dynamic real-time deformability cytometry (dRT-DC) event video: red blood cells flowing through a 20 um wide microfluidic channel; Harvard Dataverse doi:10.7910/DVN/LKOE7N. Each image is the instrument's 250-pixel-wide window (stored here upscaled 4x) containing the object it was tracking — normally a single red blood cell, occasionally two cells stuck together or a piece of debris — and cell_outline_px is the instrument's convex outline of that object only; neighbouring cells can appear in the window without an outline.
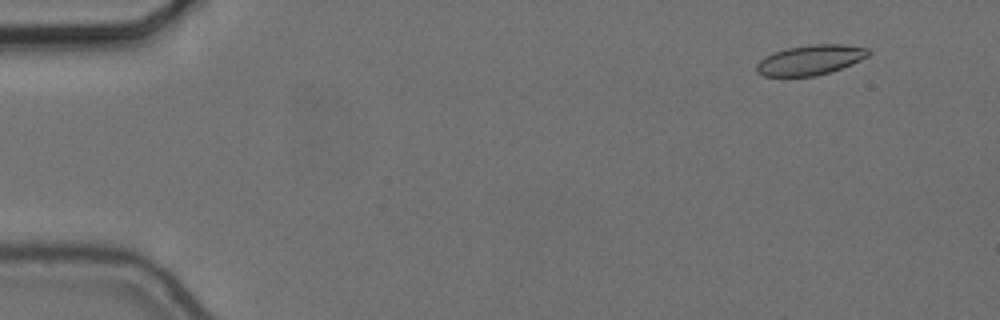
{"species": "common noctule bat (a hibernating species)", "species_latin": "Nyctalus noctula", "temperature_condition": "cold", "stored_images_in_passage": 21, "camera_frame_rate_fps": 3000, "um_per_image_px": 0.085, "animal": {"sex": "female", "body_mass_g": 24.6, "forearm_length_mm": 56.2}, "frame": {"image": 1, "passage_image": 5, "time_ms": 1.333, "image_size_px": [1000, 320], "cell_outline_px": [[872, 52], [868, 56], [860, 60], [840, 68], [816, 76], [764, 76], [756, 72], [756, 64], [764, 56], [772, 52], [788, 48], [808, 44], [840, 44], [868, 48]], "centroid_in_image_um": [68.84, 5.09], "position_along_channel_um": 16.2, "area_um2": 19.54}}
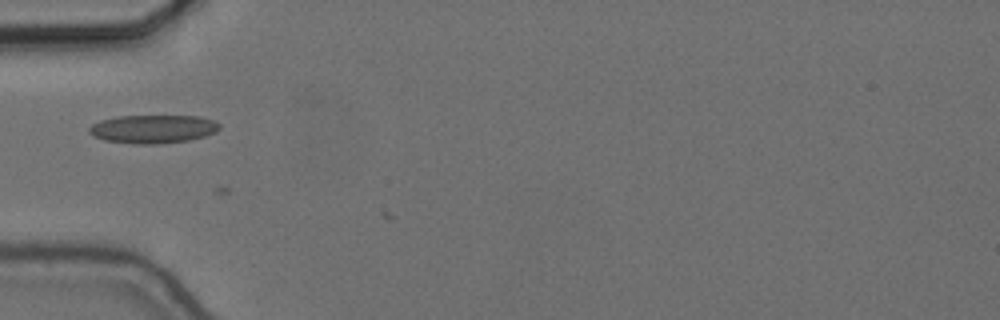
{"frame": {"image": 2, "passage_image": 19, "time_ms": 6.0, "image_size_px": [1000, 320], "cell_outline_px": [[220, 128], [216, 132], [204, 136], [188, 140], [160, 144], [136, 144], [104, 140], [92, 136], [88, 132], [88, 128], [92, 124], [100, 120], [120, 116], [200, 116], [212, 120], [220, 124]], "centroid_in_image_um": [12.98, 10.97], "position_along_channel_um": 72.0, "area_um2": 21.62}}